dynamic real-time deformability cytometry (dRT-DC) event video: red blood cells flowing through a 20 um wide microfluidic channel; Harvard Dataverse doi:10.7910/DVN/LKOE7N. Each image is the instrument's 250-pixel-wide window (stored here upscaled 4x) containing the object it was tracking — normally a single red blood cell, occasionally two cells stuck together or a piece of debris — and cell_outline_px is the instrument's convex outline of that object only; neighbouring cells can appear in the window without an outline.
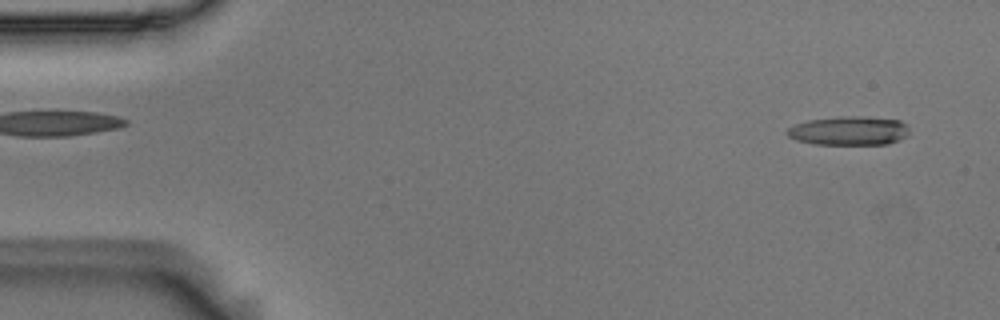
{"species": "Egyptian fruit bat (a non-hibernating species)", "species_latin": "Rousettus aegyptiacus", "temperature_condition": "room temperature", "stored_images_in_passage": 4, "camera_frame_rate_fps": 3000, "um_per_image_px": 0.085, "animal": {"sex": "male"}, "frame": {"image": 1, "passage_image": 1, "time_ms": 0.0, "image_size_px": [1000, 320], "cell_outline_px": [[908, 136], [900, 140], [888, 144], [812, 144], [796, 140], [788, 136], [788, 128], [796, 124], [808, 120], [840, 116], [860, 116], [900, 120], [908, 128]], "centroid_in_image_um": [72.18, 11.12], "position_along_channel_um": 12.8, "area_um2": 20.58}}
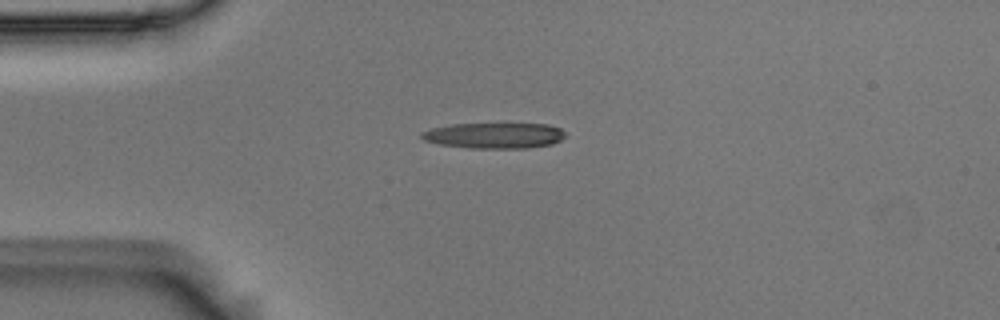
{"frame": {"image": 2, "passage_image": 3, "time_ms": 0.667, "image_size_px": [1000, 320], "cell_outline_px": [[568, 136], [552, 144], [528, 148], [468, 148], [440, 144], [424, 140], [420, 136], [420, 132], [432, 128], [452, 124], [504, 120], [548, 124], [560, 128]], "centroid_in_image_um": [42.07, 11.45], "position_along_channel_um": 42.9, "area_um2": 22.95}}